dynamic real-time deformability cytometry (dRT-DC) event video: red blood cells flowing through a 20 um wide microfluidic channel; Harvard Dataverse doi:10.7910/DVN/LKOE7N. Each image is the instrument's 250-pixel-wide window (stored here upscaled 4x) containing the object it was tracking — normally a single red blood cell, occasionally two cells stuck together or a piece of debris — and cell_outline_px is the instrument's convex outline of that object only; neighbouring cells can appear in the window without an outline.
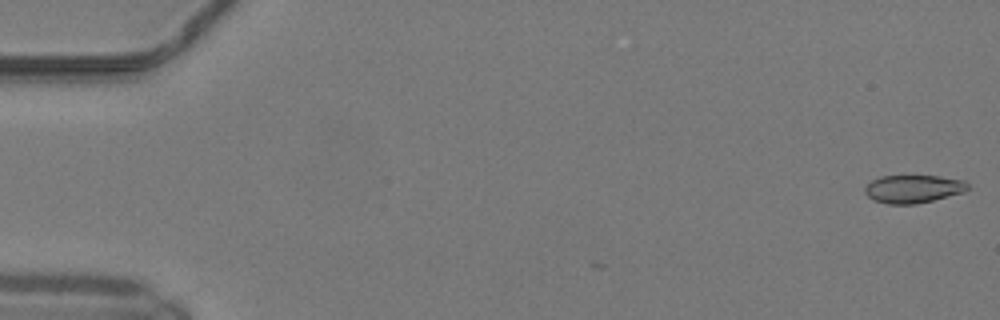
{"species": "common noctule bat (a hibernating species)", "species_latin": "Nyctalus noctula", "temperature_condition": "warm", "stored_images_in_passage": 3, "camera_frame_rate_fps": 3000, "um_per_image_px": 0.085, "animal": {"sex": "male", "body_mass_g": 19.2, "forearm_length_mm": 51.8}, "frame": {"image": 1, "passage_image": 1, "time_ms": 0.0, "image_size_px": [1000, 320], "cell_outline_px": [[968, 188], [964, 192], [916, 204], [888, 204], [872, 200], [864, 192], [864, 188], [872, 180], [880, 176], [940, 176], [964, 180], [968, 184]], "centroid_in_image_um": [77.6, 16.05], "position_along_channel_um": 7.4, "area_um2": 16.76}}